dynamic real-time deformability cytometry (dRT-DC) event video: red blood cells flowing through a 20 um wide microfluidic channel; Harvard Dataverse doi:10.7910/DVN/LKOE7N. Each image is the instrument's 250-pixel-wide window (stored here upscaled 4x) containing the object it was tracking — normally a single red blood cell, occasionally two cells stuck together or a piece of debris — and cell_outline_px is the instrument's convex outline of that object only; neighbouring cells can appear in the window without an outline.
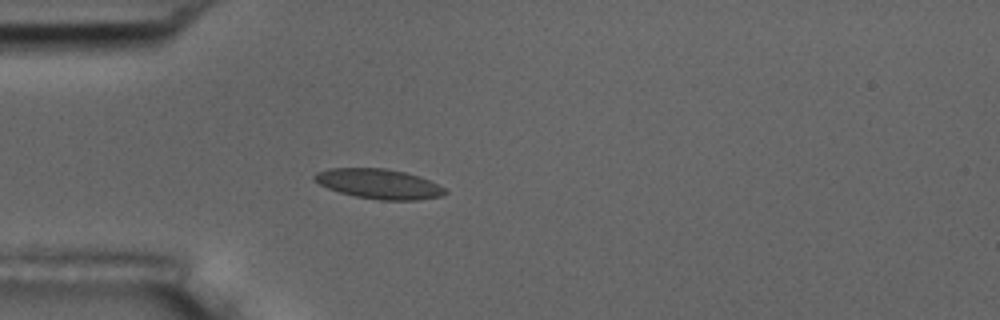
{"species": "common noctule bat (a hibernating species)", "species_latin": "Nyctalus noctula", "temperature_condition": "room temperature", "stored_images_in_passage": 1, "camera_frame_rate_fps": 3000, "um_per_image_px": 0.085, "animal": {"sex": "male", "body_mass_g": 17.5, "forearm_length_mm": 52.3}, "frame": {"image": 1, "passage_image": 1, "time_ms": 0.0, "image_size_px": [1000, 320], "cell_outline_px": [[448, 192], [444, 196], [420, 200], [380, 200], [356, 196], [340, 192], [328, 188], [312, 180], [312, 176], [316, 172], [328, 168], [388, 168], [420, 176], [444, 188]], "centroid_in_image_um": [32.2, 15.62], "position_along_channel_um": 52.8, "area_um2": 22.83}}